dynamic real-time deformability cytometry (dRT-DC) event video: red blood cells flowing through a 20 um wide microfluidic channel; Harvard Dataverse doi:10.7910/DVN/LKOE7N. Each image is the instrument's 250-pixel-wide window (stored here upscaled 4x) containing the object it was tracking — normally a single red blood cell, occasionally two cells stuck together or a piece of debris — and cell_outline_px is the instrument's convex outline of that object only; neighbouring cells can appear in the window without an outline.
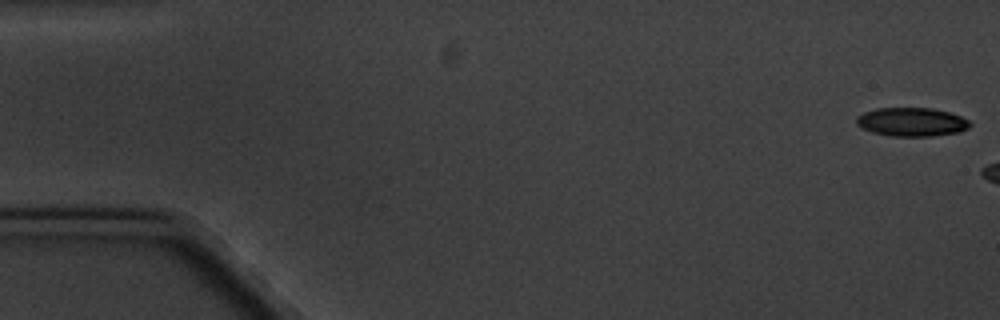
{"species": "common noctule bat (a hibernating species)", "species_latin": "Nyctalus noctula", "temperature_condition": "cold", "stored_images_in_passage": 12, "camera_frame_rate_fps": 3000, "um_per_image_px": 0.085, "animal": {"sex": "male", "body_mass_g": 20.1, "forearm_length_mm": 53.5}, "frame": {"image": 1, "passage_image": 1, "time_ms": 0.0, "image_size_px": [1000, 320], "cell_outline_px": [[972, 124], [968, 128], [960, 132], [932, 136], [892, 136], [872, 132], [856, 124], [856, 116], [864, 112], [876, 108], [932, 108], [948, 112], [960, 116], [968, 120]], "centroid_in_image_um": [77.49, 10.36], "position_along_channel_um": 7.5, "area_um2": 18.96}}
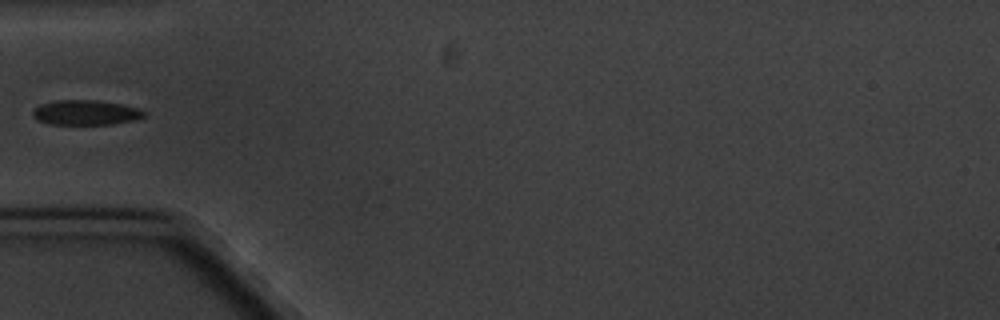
{"frame": {"image": 2, "passage_image": 7, "time_ms": 8.0, "image_size_px": [1000, 320], "cell_outline_px": [[148, 112], [144, 116], [132, 120], [112, 124], [48, 124], [36, 120], [32, 116], [32, 112], [40, 104], [56, 100], [96, 100], [120, 104], [140, 108]], "centroid_in_image_um": [7.27, 9.56], "position_along_channel_um": 77.7, "area_um2": 16.18}}
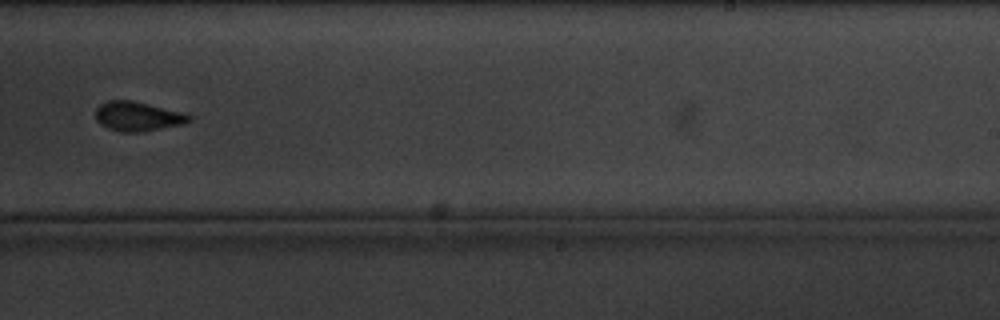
{"frame": {"image": 3, "passage_image": 12, "time_ms": 14.0, "image_size_px": [1000, 320], "cell_outline_px": [[192, 120], [184, 124], [140, 132], [124, 132], [108, 128], [100, 124], [96, 120], [96, 108], [100, 104], [108, 100], [132, 100], [180, 112], [192, 116]], "centroid_in_image_um": [11.69, 9.89], "position_along_channel_um": 277.3, "area_um2": 15.9}}